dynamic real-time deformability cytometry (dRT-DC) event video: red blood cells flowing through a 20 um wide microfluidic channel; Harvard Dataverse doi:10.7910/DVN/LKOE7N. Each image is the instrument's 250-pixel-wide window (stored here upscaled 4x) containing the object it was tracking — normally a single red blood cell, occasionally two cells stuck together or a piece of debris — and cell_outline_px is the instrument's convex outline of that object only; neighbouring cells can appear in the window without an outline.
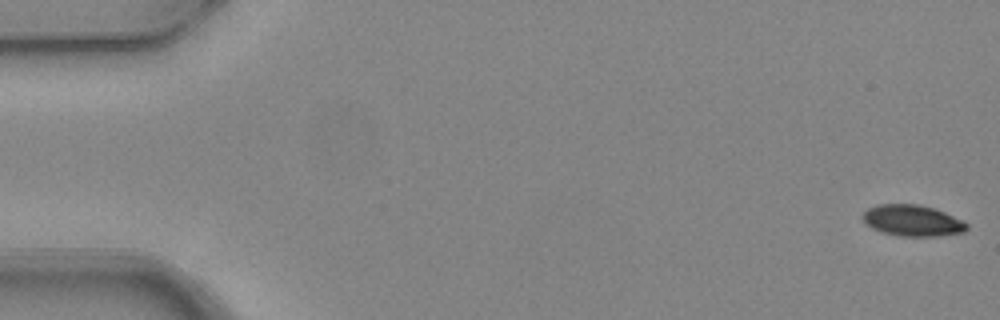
{"species": "common noctule bat (a hibernating species)", "species_latin": "Nyctalus noctula", "temperature_condition": "warm", "stored_images_in_passage": 5, "camera_frame_rate_fps": 3000, "um_per_image_px": 0.085, "animal": {"sex": "female", "body_mass_g": 24.6, "forearm_length_mm": 56.2}, "frame": {"image": 1, "passage_image": 1, "time_ms": 0.0, "image_size_px": [1000, 320], "cell_outline_px": [[968, 228], [964, 232], [936, 236], [900, 236], [880, 232], [872, 228], [864, 220], [864, 212], [868, 208], [876, 204], [920, 204], [944, 212], [964, 220], [968, 224]], "centroid_in_image_um": [77.58, 18.75], "position_along_channel_um": 7.4, "area_um2": 18.9}}
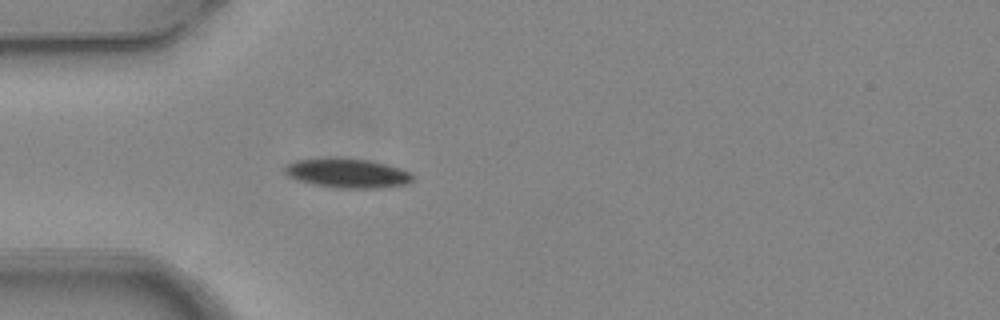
{"frame": {"image": 2, "passage_image": 5, "time_ms": 1.333, "image_size_px": [1000, 320], "cell_outline_px": [[416, 176], [408, 184], [384, 188], [336, 188], [312, 184], [296, 180], [288, 176], [284, 172], [284, 164], [292, 160], [336, 156], [340, 156], [368, 160], [388, 164], [400, 168]], "centroid_in_image_um": [29.49, 14.7], "position_along_channel_um": 55.5, "area_um2": 22.72}}